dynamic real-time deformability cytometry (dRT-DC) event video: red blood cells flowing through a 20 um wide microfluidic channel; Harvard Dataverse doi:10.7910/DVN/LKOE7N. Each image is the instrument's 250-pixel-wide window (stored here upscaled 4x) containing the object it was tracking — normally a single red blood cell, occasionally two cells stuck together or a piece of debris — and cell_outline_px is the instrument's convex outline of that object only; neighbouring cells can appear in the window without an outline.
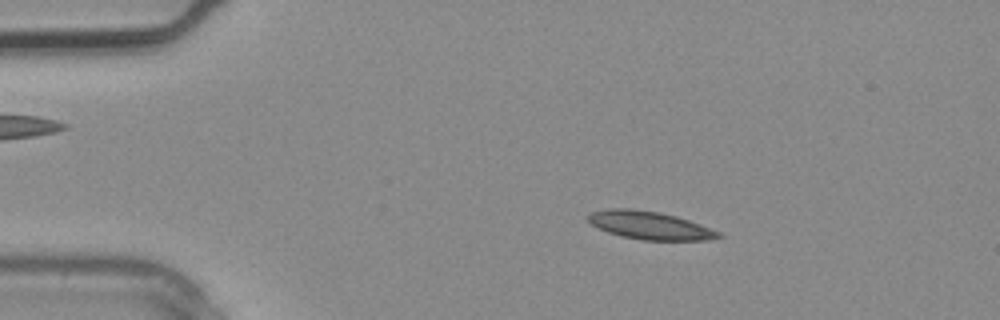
{"species": "common noctule bat (a hibernating species)", "species_latin": "Nyctalus noctula", "temperature_condition": "warm", "stored_images_in_passage": 3, "camera_frame_rate_fps": 3000, "um_per_image_px": 0.085, "animal": {"sex": "male", "body_mass_g": 20.4}, "frame": {"image": 1, "passage_image": 2, "time_ms": 0.333, "image_size_px": [1000, 320], "cell_outline_px": [[724, 236], [708, 240], [644, 240], [620, 236], [608, 232], [592, 224], [584, 216], [588, 212], [608, 208], [632, 208], [660, 212], [676, 216], [700, 224], [720, 232]], "centroid_in_image_um": [55.19, 19.14], "position_along_channel_um": 29.8, "area_um2": 21.44}}
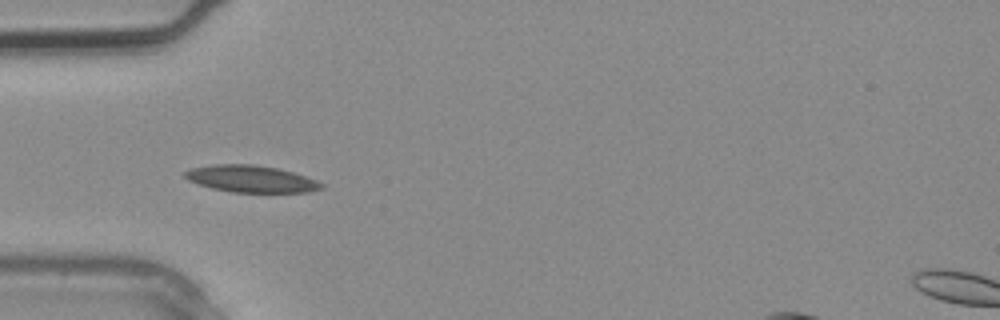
{"frame": {"image": 2, "passage_image": 3, "time_ms": 0.667, "image_size_px": [1000, 320], "cell_outline_px": [[324, 188], [308, 192], [232, 192], [212, 188], [188, 180], [184, 176], [184, 172], [192, 168], [212, 164], [252, 164], [276, 168], [292, 172], [316, 180], [324, 184]], "centroid_in_image_um": [21.34, 15.2], "position_along_channel_um": 63.7, "area_um2": 21.21}}